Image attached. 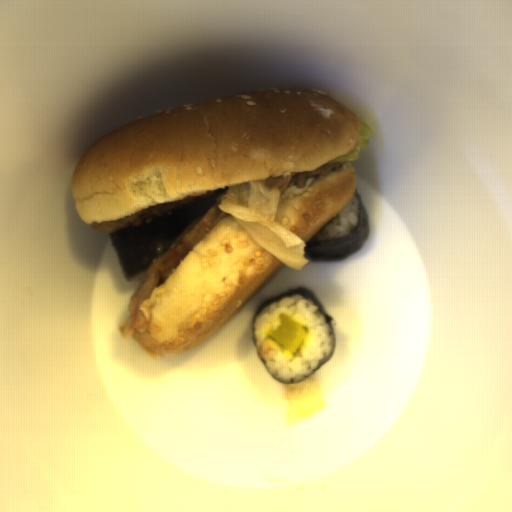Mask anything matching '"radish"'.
Instances as JSON below:
<instances>
[{
    "mask_svg": "<svg viewBox=\"0 0 512 512\" xmlns=\"http://www.w3.org/2000/svg\"><path fill=\"white\" fill-rule=\"evenodd\" d=\"M305 334L304 327L287 314H282L278 327L270 333L269 339L285 351L294 354L301 346Z\"/></svg>",
    "mask_w": 512,
    "mask_h": 512,
    "instance_id": "1",
    "label": "radish"
}]
</instances>
